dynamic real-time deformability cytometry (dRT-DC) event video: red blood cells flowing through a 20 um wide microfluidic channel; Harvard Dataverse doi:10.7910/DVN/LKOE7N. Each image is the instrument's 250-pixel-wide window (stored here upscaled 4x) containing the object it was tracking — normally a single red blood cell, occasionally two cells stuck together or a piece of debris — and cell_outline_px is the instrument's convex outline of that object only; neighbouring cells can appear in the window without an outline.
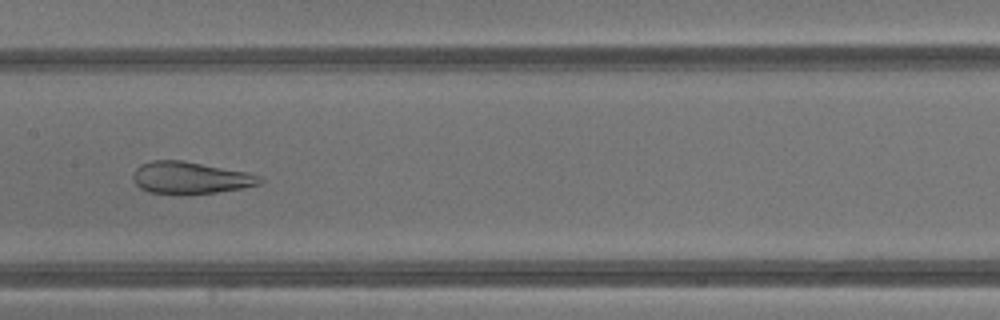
{"species": "common noctule bat (a hibernating species)", "species_latin": "Nyctalus noctula", "temperature_condition": "warm", "stored_images_in_passage": 33, "camera_frame_rate_fps": 3000, "um_per_image_px": 0.085, "animal": {"sex": "male", "body_mass_g": 13.3}, "frame": {"image": 1, "passage_image": 15, "time_ms": 4.667, "image_size_px": [1000, 320], "cell_outline_px": [[264, 180], [260, 184], [240, 188], [216, 192], [180, 196], [148, 192], [140, 188], [136, 184], [132, 176], [132, 172], [140, 164], [152, 160], [180, 160], [248, 172], [260, 176]], "centroid_in_image_um": [16.13, 15.13], "position_along_channel_um": 191.3, "area_um2": 24.04}}
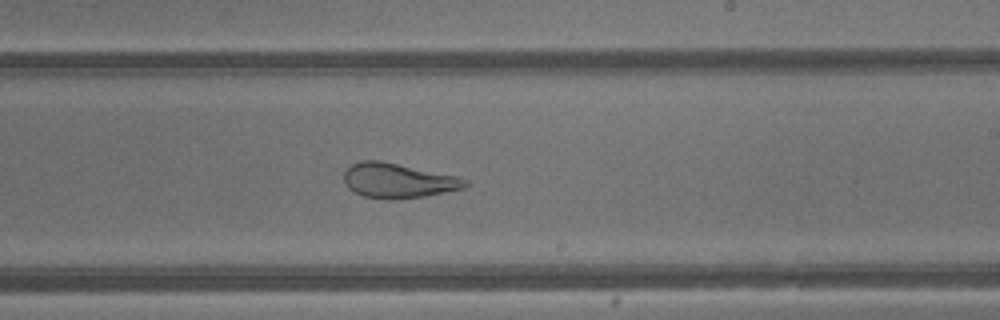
{"frame": {"image": 2, "passage_image": 19, "time_ms": 6.0, "image_size_px": [1000, 320], "cell_outline_px": [[468, 184], [464, 188], [424, 196], [392, 200], [388, 200], [364, 196], [348, 188], [344, 180], [344, 168], [360, 160], [380, 160], [456, 176], [468, 180]], "centroid_in_image_um": [33.8, 15.35], "position_along_channel_um": 255.2, "area_um2": 24.51}, "authors_computed_cell_mechanics": {"area_um2": 28.2642, "velocity_mm_per_s": 4.8309, "shape_relaxation_time_tau1_ms": null, "shape_relaxation_time_tau2_ms": 0.8781, "deformation_change_tau1": null, "deformation_change_tau2": 0.0967}}